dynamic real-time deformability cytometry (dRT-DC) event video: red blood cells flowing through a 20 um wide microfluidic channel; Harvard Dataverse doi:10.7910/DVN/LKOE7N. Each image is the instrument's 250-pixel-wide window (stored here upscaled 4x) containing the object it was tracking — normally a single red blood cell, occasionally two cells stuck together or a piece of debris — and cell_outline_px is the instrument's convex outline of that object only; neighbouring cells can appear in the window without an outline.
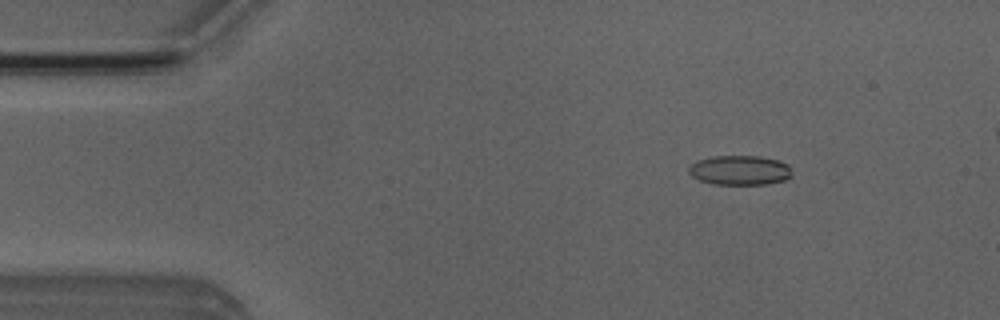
{"species": "Egyptian fruit bat (a non-hibernating species)", "species_latin": "Rousettus aegyptiacus", "temperature_condition": "room temperature", "stored_images_in_passage": 49, "camera_frame_rate_fps": 3000, "um_per_image_px": 0.085, "animal": {"sex": "male"}, "frame": {"image": 1, "passage_image": 6, "time_ms": 1.667, "image_size_px": [1000, 320], "cell_outline_px": [[792, 176], [784, 180], [764, 184], [712, 184], [700, 180], [692, 176], [688, 172], [688, 168], [696, 160], [712, 156], [760, 156], [776, 160], [788, 164], [792, 168]], "centroid_in_image_um": [62.88, 14.46], "position_along_channel_um": 22.1, "area_um2": 17.86}}
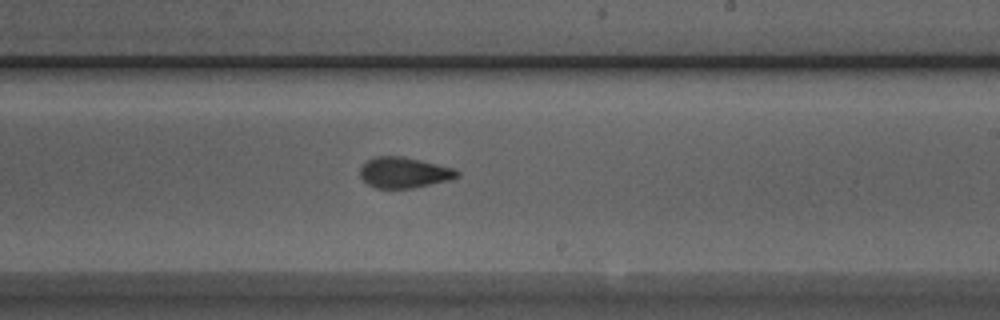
{"frame": {"image": 2, "passage_image": 29, "time_ms": 9.333, "image_size_px": [1000, 320], "cell_outline_px": [[460, 176], [452, 180], [412, 188], [376, 188], [368, 184], [360, 176], [360, 168], [368, 160], [376, 156], [400, 156], [420, 160], [452, 168], [460, 172]], "centroid_in_image_um": [34.36, 14.68], "position_along_channel_um": 254.6, "area_um2": 17.28}}
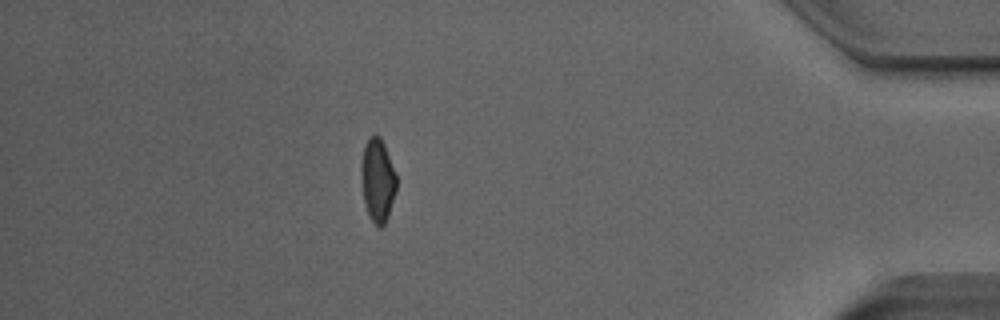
{"frame": {"image": 3, "passage_image": 44, "time_ms": 14.333, "image_size_px": [1000, 320], "cell_outline_px": [[396, 192], [388, 216], [384, 224], [380, 228], [368, 216], [364, 200], [360, 168], [360, 164], [364, 144], [372, 132], [376, 132], [380, 136], [384, 144], [396, 172]], "centroid_in_image_um": [32.09, 15.25], "position_along_channel_um": 403.1, "area_um2": 17.4}, "authors_computed_cell_mechanics": {"area_um2": 17.7446, "velocity_mm_per_s": 3.9694, "shape_relaxation_time_tau1_ms": null, "shape_relaxation_time_tau2_ms": 0.9868, "deformation_change_tau1": null, "deformation_change_tau2": 0.0617}}